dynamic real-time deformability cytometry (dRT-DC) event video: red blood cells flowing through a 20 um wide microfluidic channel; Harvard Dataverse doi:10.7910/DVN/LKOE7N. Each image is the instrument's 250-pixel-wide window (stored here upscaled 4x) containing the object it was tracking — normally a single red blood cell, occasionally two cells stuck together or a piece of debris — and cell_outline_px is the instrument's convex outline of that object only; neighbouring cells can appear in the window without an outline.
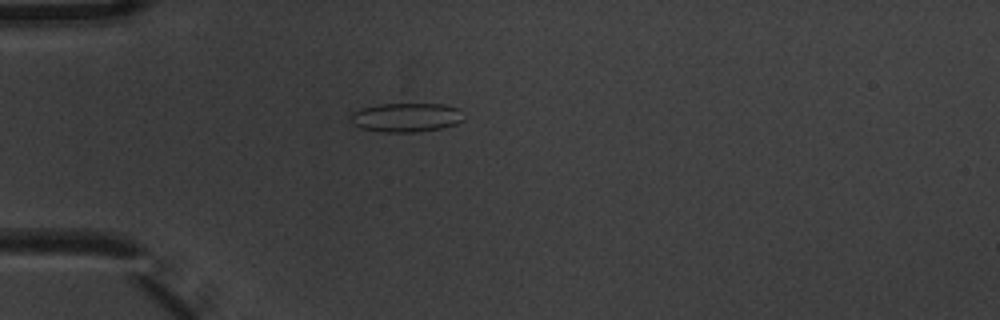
{"species": "common noctule bat (a hibernating species)", "species_latin": "Nyctalus noctula", "temperature_condition": "warm", "stored_images_in_passage": 5, "camera_frame_rate_fps": 3000, "um_per_image_px": 0.085, "animal": {"sex": "male", "body_mass_g": 20.1, "forearm_length_mm": 53.5}, "frame": {"image": 1, "passage_image": 4, "time_ms": 1.0, "image_size_px": [1000, 320], "cell_outline_px": [[464, 120], [456, 124], [440, 128], [416, 132], [380, 132], [360, 128], [352, 124], [348, 120], [352, 112], [364, 108], [380, 104], [444, 104], [460, 108]], "centroid_in_image_um": [34.51, 9.98], "position_along_channel_um": 50.5, "area_um2": 19.31}}